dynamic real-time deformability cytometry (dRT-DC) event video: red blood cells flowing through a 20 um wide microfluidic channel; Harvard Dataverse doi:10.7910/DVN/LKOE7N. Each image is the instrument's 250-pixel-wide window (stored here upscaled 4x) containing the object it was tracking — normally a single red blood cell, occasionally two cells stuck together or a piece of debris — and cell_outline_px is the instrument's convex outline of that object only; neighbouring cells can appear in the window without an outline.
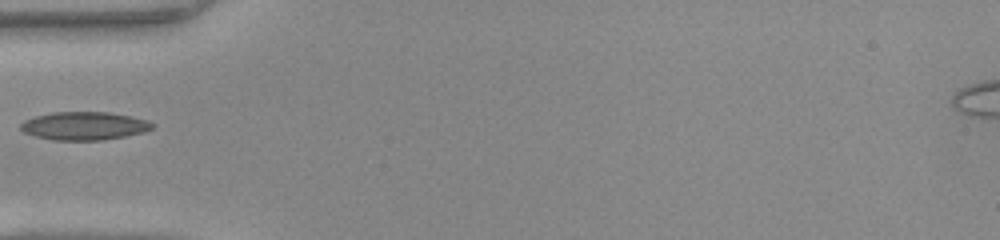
{"species": "common noctule bat (a hibernating species)", "species_latin": "Nyctalus noctula", "temperature_condition": "warm", "stored_images_in_passage": 18, "camera_frame_rate_fps": 3000, "um_per_image_px": 0.085, "animal": {"sex": "female", "body_mass_g": 22.0, "forearm_length_mm": 56.7}, "frame": {"image": 1, "passage_image": 1, "time_ms": 0.0, "image_size_px": [1000, 240], "cell_outline_px": [[156, 124], [152, 128], [144, 132], [124, 136], [100, 140], [52, 140], [36, 136], [24, 132], [20, 128], [20, 124], [24, 120], [36, 116], [52, 112], [108, 112], [148, 120]], "centroid_in_image_um": [7.15, 10.7], "position_along_channel_um": 77.8, "area_um2": 21.5}}
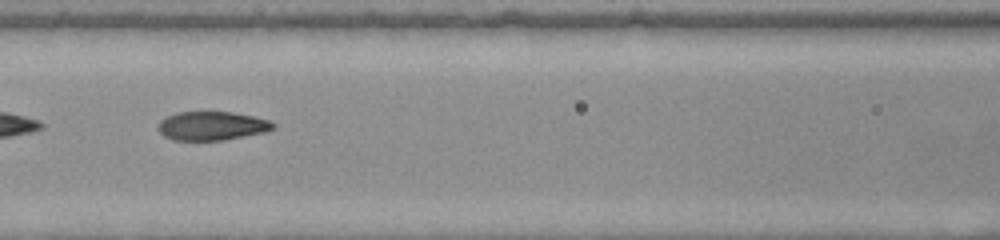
{"frame": {"image": 2, "passage_image": 6, "time_ms": 1.667, "image_size_px": [1000, 240], "cell_outline_px": [[276, 128], [264, 132], [224, 140], [172, 140], [164, 136], [160, 132], [160, 120], [176, 112], [232, 112], [252, 116], [268, 120], [276, 124]], "centroid_in_image_um": [18.03, 10.7], "position_along_channel_um": 148.6, "area_um2": 19.13}}